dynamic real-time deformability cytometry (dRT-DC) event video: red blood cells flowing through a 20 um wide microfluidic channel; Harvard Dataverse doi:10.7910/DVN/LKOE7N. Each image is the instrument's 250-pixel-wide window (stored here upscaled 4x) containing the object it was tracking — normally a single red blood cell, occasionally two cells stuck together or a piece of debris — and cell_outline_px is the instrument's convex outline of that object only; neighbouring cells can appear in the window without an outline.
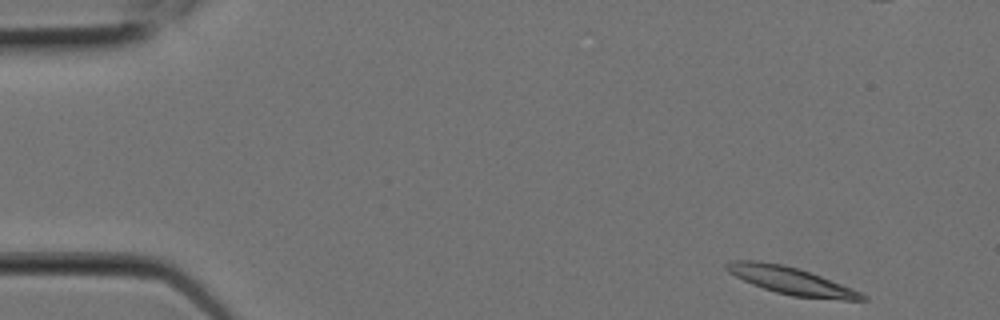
{"species": "Egyptian fruit bat (a non-hibernating species)", "species_latin": "Rousettus aegyptiacus", "temperature_condition": "room temperature", "stored_images_in_passage": 7, "camera_frame_rate_fps": 3000, "um_per_image_px": 0.085, "animal": {"sex": "female"}, "frame": {"image": 1, "passage_image": 1, "time_ms": 0.0, "image_size_px": [1000, 320], "cell_outline_px": [[868, 300], [844, 300], [792, 296], [776, 292], [752, 284], [728, 272], [724, 268], [724, 264], [732, 260], [760, 260], [784, 264], [820, 276], [852, 288], [868, 296]], "centroid_in_image_um": [67.22, 23.85], "position_along_channel_um": 17.8, "area_um2": 21.56}}
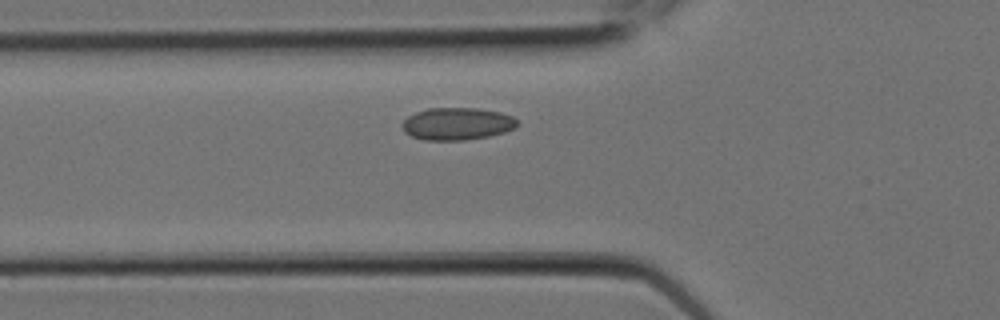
{"frame": {"image": 2, "passage_image": 7, "time_ms": 2.0, "image_size_px": [1000, 320], "cell_outline_px": [[520, 124], [516, 128], [504, 132], [488, 136], [464, 140], [424, 140], [412, 136], [404, 132], [400, 124], [408, 116], [416, 112], [428, 108], [480, 108], [500, 112], [512, 116]], "centroid_in_image_um": [38.85, 10.52], "position_along_channel_um": 86.9, "area_um2": 21.85}}